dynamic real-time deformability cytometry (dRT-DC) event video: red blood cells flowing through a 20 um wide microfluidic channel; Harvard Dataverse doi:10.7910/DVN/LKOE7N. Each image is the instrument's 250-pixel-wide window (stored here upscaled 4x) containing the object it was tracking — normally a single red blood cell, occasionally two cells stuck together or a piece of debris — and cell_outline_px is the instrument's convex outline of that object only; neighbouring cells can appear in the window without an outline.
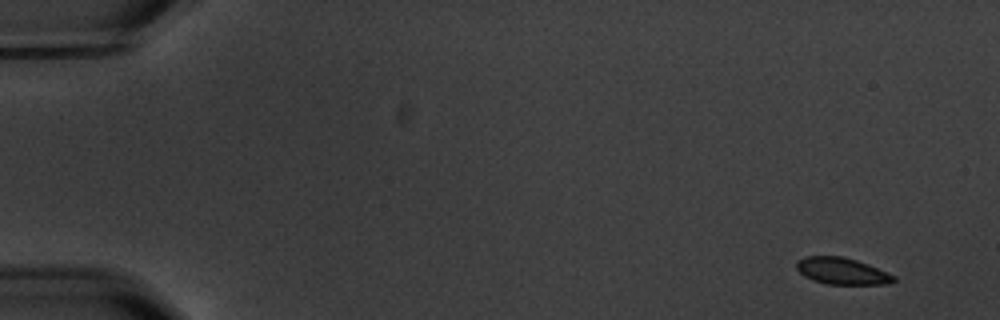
{"species": "common noctule bat (a hibernating species)", "species_latin": "Nyctalus noctula", "temperature_condition": "warm", "stored_images_in_passage": 5, "camera_frame_rate_fps": 3000, "um_per_image_px": 0.085, "animal": {"sex": "male", "body_mass_g": 20.1, "forearm_length_mm": 53.5}, "frame": {"image": 1, "passage_image": 1, "time_ms": 0.0, "image_size_px": [1000, 320], "cell_outline_px": [[896, 280], [888, 284], [828, 284], [812, 280], [804, 276], [796, 268], [796, 260], [804, 256], [840, 256], [856, 260], [868, 264], [896, 276]], "centroid_in_image_um": [71.54, 23.03], "position_along_channel_um": 13.5, "area_um2": 15.14}}